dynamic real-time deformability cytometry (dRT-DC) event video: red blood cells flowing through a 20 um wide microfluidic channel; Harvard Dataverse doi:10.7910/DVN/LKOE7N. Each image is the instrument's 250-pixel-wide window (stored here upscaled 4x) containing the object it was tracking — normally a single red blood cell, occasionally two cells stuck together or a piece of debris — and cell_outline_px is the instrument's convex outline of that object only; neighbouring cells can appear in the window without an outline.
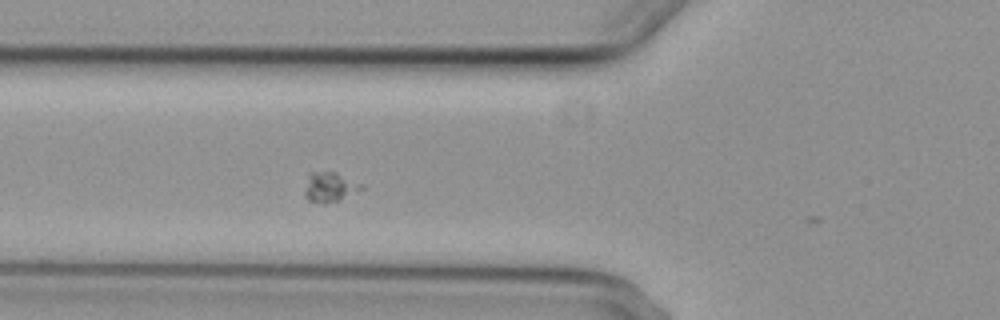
{"species": "common noctule bat (a hibernating species)", "species_latin": "Nyctalus noctula", "temperature_condition": "cold", "stored_images_in_passage": 5, "segment_of_instrument_passage": [1, 2], "camera_frame_rate_fps": 3000, "um_per_image_px": 0.085, "animal": {"sex": "female", "body_mass_g": 29.2, "forearm_length_mm": 56.3}, "frame": {"image": 1, "passage_image": 4, "time_ms": 4.333, "image_size_px": [1000, 320], "cell_outline_px": [[364, 188], [340, 200], [324, 204], [308, 200], [304, 196], [304, 192], [308, 172], [336, 172], [364, 184]], "centroid_in_image_um": [28.03, 15.9], "position_along_channel_um": 97.8, "area_um2": 10.0}}